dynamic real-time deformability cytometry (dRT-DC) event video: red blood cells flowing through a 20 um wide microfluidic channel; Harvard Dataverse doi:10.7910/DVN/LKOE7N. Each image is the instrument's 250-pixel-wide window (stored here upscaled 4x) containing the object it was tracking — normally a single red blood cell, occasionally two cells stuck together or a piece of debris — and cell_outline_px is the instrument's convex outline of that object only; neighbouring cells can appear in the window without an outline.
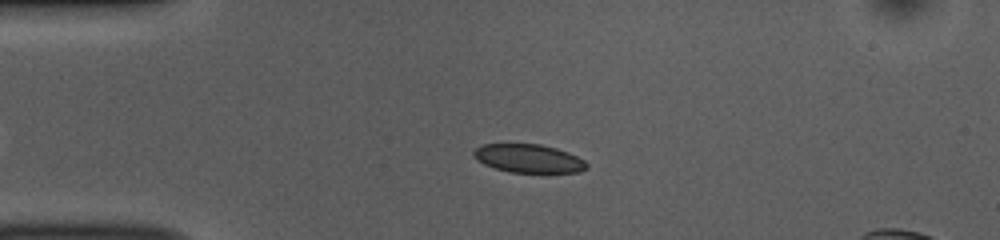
{"species": "common noctule bat (a hibernating species)", "species_latin": "Nyctalus noctula", "temperature_condition": "room temperature", "stored_images_in_passage": 45, "camera_frame_rate_fps": 3000, "um_per_image_px": 0.085, "animal": {"sex": "female", "body_mass_g": 10.0, "forearm_length_mm": 53.1}, "frame": {"image": 1, "passage_image": 10, "time_ms": 3.0, "image_size_px": [1000, 240], "cell_outline_px": [[588, 168], [580, 172], [512, 172], [496, 168], [484, 164], [476, 160], [472, 156], [472, 152], [480, 144], [540, 144], [556, 148], [568, 152], [584, 160], [588, 164]], "centroid_in_image_um": [44.91, 13.46], "position_along_channel_um": 40.1, "area_um2": 18.73}}
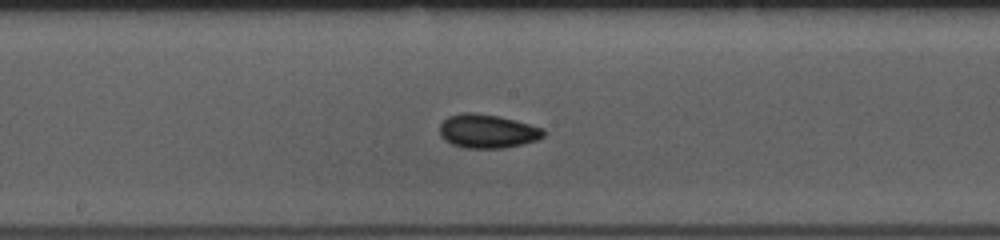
{"frame": {"image": 2, "passage_image": 25, "time_ms": 8.0, "image_size_px": [1000, 240], "cell_outline_px": [[544, 136], [536, 140], [504, 148], [464, 148], [452, 144], [444, 140], [440, 136], [440, 124], [448, 116], [460, 112], [472, 112], [496, 116], [516, 120], [544, 128]], "centroid_in_image_um": [41.4, 11.15], "position_along_channel_um": 206.8, "area_um2": 20.46}}
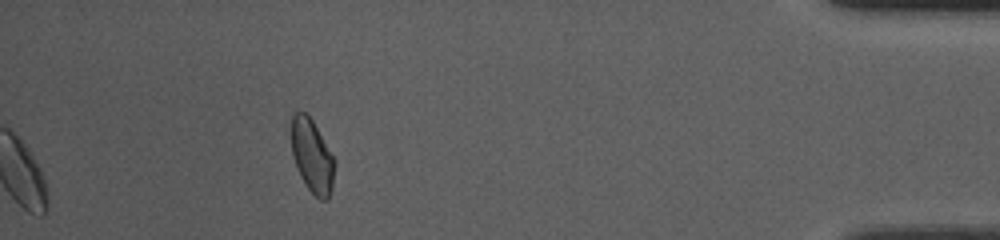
{"frame": {"image": 3, "passage_image": 45, "time_ms": 14.667, "image_size_px": [1000, 240], "cell_outline_px": [[336, 164], [332, 188], [328, 200], [320, 200], [308, 188], [300, 176], [292, 156], [292, 116], [296, 112], [304, 112], [312, 120], [336, 160]], "centroid_in_image_um": [26.56, 13.3], "position_along_channel_um": 408.6, "area_um2": 18.44}, "authors_computed_cell_mechanics": {"area_um2": 19.5364, "velocity_mm_per_s": 3.8405, "shape_relaxation_time_tau1_ms": 3.2878, "shape_relaxation_time_tau2_ms": 3.2854, "deformation_change_tau1": 0.0913, "deformation_change_tau2": 0.0568}}